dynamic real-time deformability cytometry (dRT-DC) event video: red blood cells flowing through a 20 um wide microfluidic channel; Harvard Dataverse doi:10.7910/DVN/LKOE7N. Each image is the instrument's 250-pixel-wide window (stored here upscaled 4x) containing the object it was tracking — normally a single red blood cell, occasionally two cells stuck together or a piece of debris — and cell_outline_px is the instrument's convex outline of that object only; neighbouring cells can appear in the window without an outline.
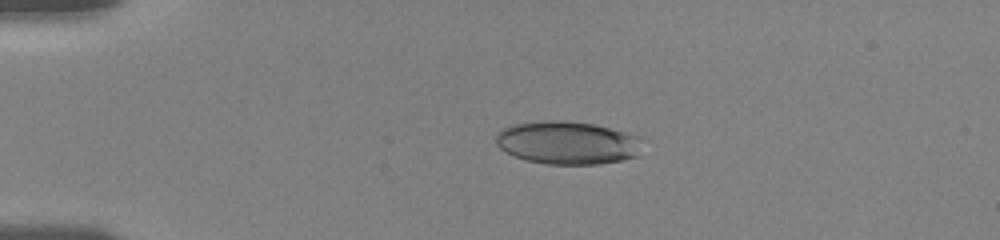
{"species": "human", "species_latin": "Homo sapiens", "temperature_condition": "room temperature", "stored_images_in_passage": 28, "camera_frame_rate_fps": 3000, "um_per_image_px": 0.085, "donor": {"sex": "female"}, "frame": {"image": 1, "passage_image": 9, "time_ms": 4.0, "image_size_px": [1000, 240], "cell_outline_px": [[648, 140], [636, 156], [620, 160], [596, 164], [548, 164], [524, 160], [500, 148], [496, 144], [496, 132], [512, 124], [540, 120], [564, 120], [592, 124], [644, 136]], "centroid_in_image_um": [48.3, 12.12], "position_along_channel_um": 36.7, "area_um2": 37.28}}
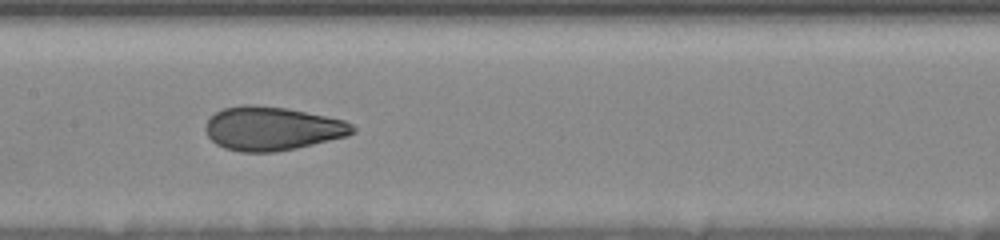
{"frame": {"image": 2, "passage_image": 26, "time_ms": 9.333, "image_size_px": [1000, 240], "cell_outline_px": [[356, 132], [348, 136], [296, 148], [276, 152], [240, 152], [224, 148], [216, 144], [208, 136], [204, 128], [208, 120], [216, 112], [224, 108], [240, 104], [256, 104], [288, 108], [344, 120], [352, 124], [356, 128]], "centroid_in_image_um": [23.14, 10.92], "position_along_channel_um": 184.3, "area_um2": 37.74}}
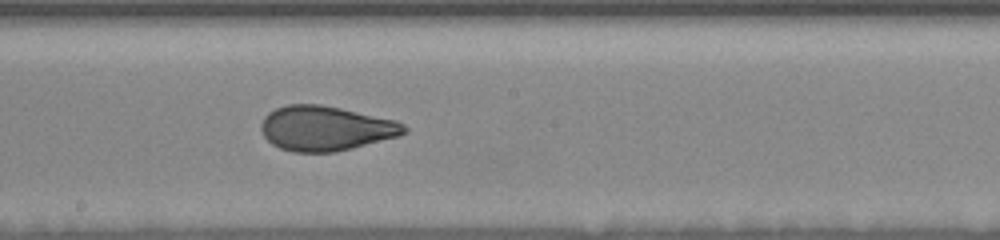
{"frame": {"image": 3, "passage_image": 28, "time_ms": 10.333, "image_size_px": [1000, 240], "cell_outline_px": [[408, 132], [400, 136], [352, 148], [332, 152], [292, 152], [280, 148], [272, 144], [264, 136], [260, 128], [260, 124], [264, 116], [268, 112], [276, 108], [288, 104], [320, 104], [340, 108], [396, 120], [404, 124], [408, 128]], "centroid_in_image_um": [27.68, 10.91], "position_along_channel_um": 220.5, "area_um2": 37.45}}